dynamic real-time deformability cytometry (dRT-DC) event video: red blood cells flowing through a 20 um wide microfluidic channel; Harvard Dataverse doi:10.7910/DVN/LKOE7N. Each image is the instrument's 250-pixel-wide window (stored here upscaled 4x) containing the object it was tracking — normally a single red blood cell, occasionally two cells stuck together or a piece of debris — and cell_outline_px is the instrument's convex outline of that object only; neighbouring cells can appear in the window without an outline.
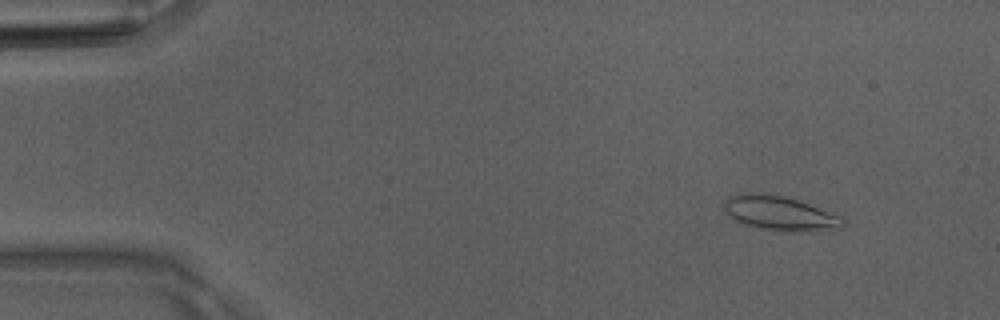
{"species": "Egyptian fruit bat (a non-hibernating species)", "species_latin": "Rousettus aegyptiacus", "temperature_condition": "room temperature", "stored_images_in_passage": 52, "camera_frame_rate_fps": 3000, "um_per_image_px": 0.085, "animal": {"sex": "male"}, "frame": {"image": 1, "passage_image": 6, "time_ms": 1.667, "image_size_px": [1000, 320], "cell_outline_px": [[844, 224], [840, 228], [796, 232], [780, 232], [760, 228], [744, 224], [736, 220], [724, 212], [720, 204], [728, 196], [748, 192], [764, 192], [784, 196], [832, 212], [840, 216], [844, 220]], "centroid_in_image_um": [66.2, 18.11], "position_along_channel_um": 18.8, "area_um2": 24.16}}
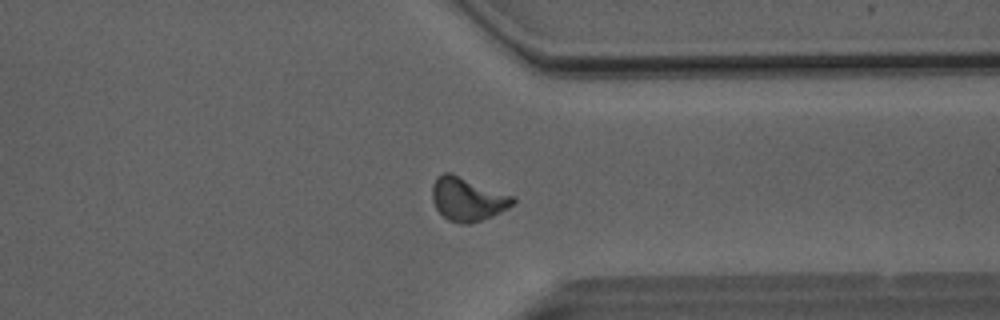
{"frame": {"image": 2, "passage_image": 40, "time_ms": 13.0, "image_size_px": [1000, 320], "cell_outline_px": [[516, 200], [508, 208], [492, 216], [468, 224], [460, 224], [448, 220], [436, 208], [432, 200], [432, 184], [436, 176], [444, 172], [452, 172], [516, 196]], "centroid_in_image_um": [39.74, 16.89], "position_along_channel_um": 371.7, "area_um2": 20.81}}
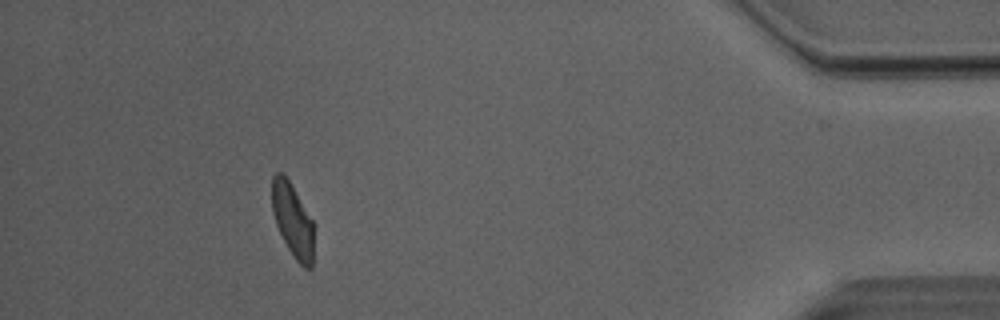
{"frame": {"image": 3, "passage_image": 47, "time_ms": 15.333, "image_size_px": [1000, 320], "cell_outline_px": [[316, 224], [312, 268], [304, 268], [292, 256], [276, 224], [272, 212], [272, 176], [276, 172], [280, 172], [288, 180]], "centroid_in_image_um": [24.93, 18.77], "position_along_channel_um": 410.3, "area_um2": 18.32}, "authors_computed_cell_mechanics": {"area_um2": 19.5653, "velocity_mm_per_s": 4.0336, "shape_relaxation_time_tau1_ms": 7.4639, "shape_relaxation_time_tau2_ms": 2.1011, "deformation_change_tau1": 0.199, "deformation_change_tau2": 0.09}}